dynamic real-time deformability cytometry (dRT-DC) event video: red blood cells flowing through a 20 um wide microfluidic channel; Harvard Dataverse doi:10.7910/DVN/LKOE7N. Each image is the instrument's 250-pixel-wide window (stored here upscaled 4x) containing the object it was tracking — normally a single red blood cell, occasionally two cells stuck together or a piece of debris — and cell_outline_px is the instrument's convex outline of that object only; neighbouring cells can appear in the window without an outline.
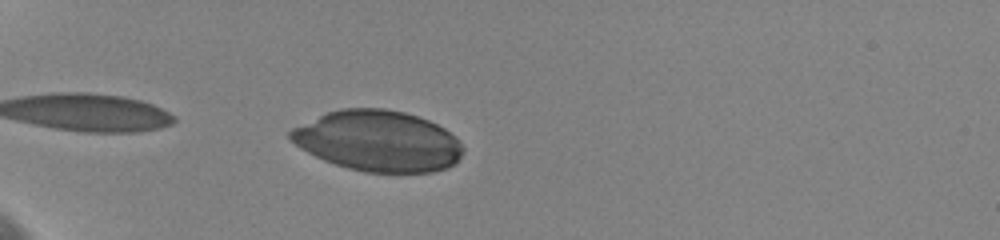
{"species": "human", "species_latin": "Homo sapiens", "temperature_condition": "cold", "stored_images_in_passage": 27, "camera_frame_rate_fps": 3000, "um_per_image_px": 0.085, "donor": {"sex": "female"}, "frame": {"image": 1, "passage_image": 1, "time_ms": 0.0, "image_size_px": [1000, 240], "cell_outline_px": [[464, 152], [456, 164], [448, 168], [432, 172], [364, 172], [348, 168], [324, 160], [300, 148], [288, 140], [288, 132], [292, 128], [328, 112], [340, 108], [384, 108], [404, 112], [428, 120], [444, 128], [456, 136], [464, 148]], "centroid_in_image_um": [32.16, 11.99], "position_along_channel_um": 52.8, "area_um2": 61.33}}